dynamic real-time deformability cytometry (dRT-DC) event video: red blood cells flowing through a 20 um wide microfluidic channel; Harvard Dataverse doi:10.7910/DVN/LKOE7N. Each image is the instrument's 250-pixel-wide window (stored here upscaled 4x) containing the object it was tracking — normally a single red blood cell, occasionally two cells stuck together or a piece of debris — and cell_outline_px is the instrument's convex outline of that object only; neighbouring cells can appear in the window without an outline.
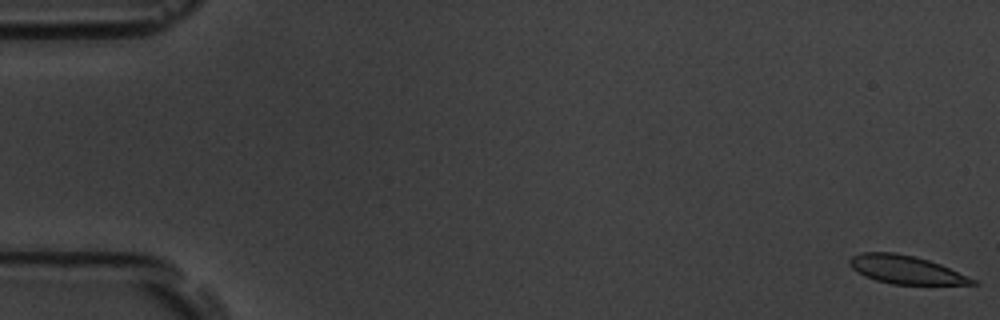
{"species": "common noctule bat (a hibernating species)", "species_latin": "Nyctalus noctula", "temperature_condition": "room temperature", "stored_images_in_passage": 56, "segment_of_instrument_passage": [1, 2], "camera_frame_rate_fps": 3000, "um_per_image_px": 0.085, "animal": {"sex": "male", "body_mass_g": 19.5, "forearm_length_mm": 54.6}, "frame": {"image": 1, "passage_image": 1, "time_ms": 0.0, "image_size_px": [1000, 320], "cell_outline_px": [[980, 284], [892, 284], [876, 280], [864, 276], [856, 272], [848, 264], [848, 260], [852, 256], [860, 252], [892, 252], [916, 256], [940, 264], [968, 276], [976, 280]], "centroid_in_image_um": [76.95, 22.91], "position_along_channel_um": 8.1, "area_um2": 20.23}}
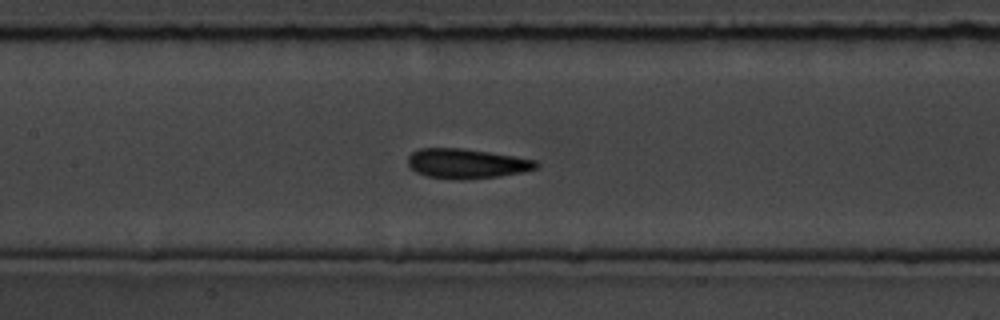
{"frame": {"image": 2, "passage_image": 26, "time_ms": 8.333, "image_size_px": [1000, 320], "cell_outline_px": [[540, 164], [536, 168], [524, 172], [500, 176], [464, 180], [456, 180], [428, 176], [416, 172], [408, 164], [408, 156], [412, 152], [420, 148], [460, 148], [488, 152], [536, 160]], "centroid_in_image_um": [39.66, 13.91], "position_along_channel_um": 167.7, "area_um2": 22.2}}
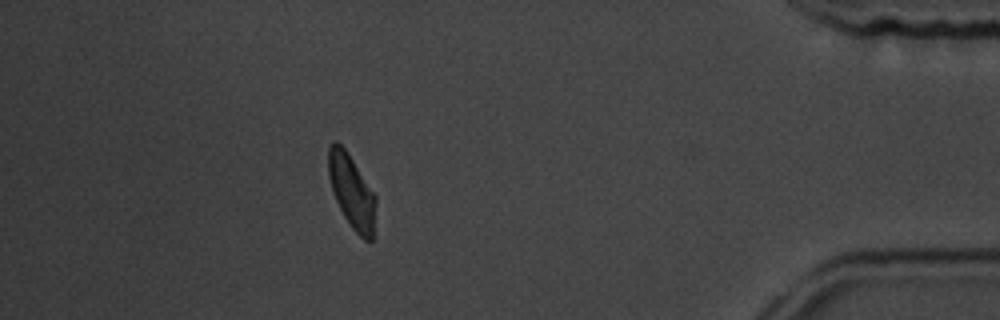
{"frame": {"image": 3, "passage_image": 49, "time_ms": 16.0, "image_size_px": [1000, 320], "cell_outline_px": [[376, 200], [372, 240], [364, 240], [352, 228], [344, 216], [336, 200], [328, 176], [328, 148], [336, 140], [348, 152], [376, 196]], "centroid_in_image_um": [29.89, 16.26], "position_along_channel_um": 405.3, "area_um2": 20.06}}